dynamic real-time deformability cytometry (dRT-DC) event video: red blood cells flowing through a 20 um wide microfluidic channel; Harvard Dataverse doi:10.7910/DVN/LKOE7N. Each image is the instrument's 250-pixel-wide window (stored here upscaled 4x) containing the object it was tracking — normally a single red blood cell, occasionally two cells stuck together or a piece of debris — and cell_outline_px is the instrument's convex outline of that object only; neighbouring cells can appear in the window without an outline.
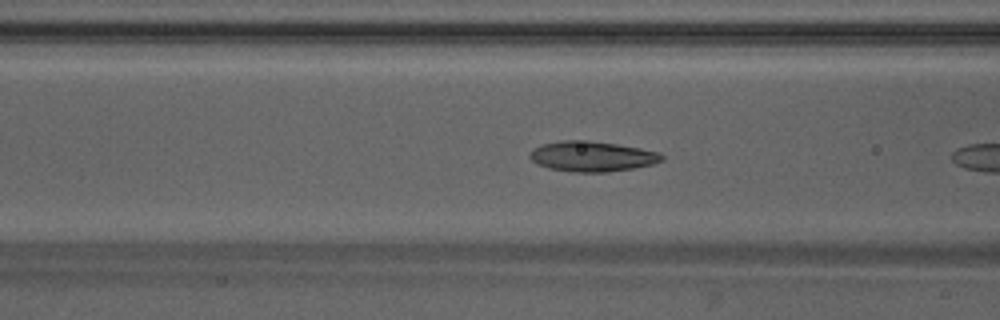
{"species": "Egyptian fruit bat (a non-hibernating species)", "species_latin": "Rousettus aegyptiacus", "temperature_condition": "warm", "stored_images_in_passage": 6, "camera_frame_rate_fps": 3000, "um_per_image_px": 0.085, "animal": {"sex": "male"}, "frame": {"image": 1, "passage_image": 5, "time_ms": 1.333, "image_size_px": [1000, 320], "cell_outline_px": [[664, 160], [652, 164], [632, 168], [608, 172], [572, 172], [548, 168], [536, 164], [528, 156], [536, 148], [544, 144], [564, 140], [588, 140], [616, 144], [640, 148], [660, 152], [664, 156]], "centroid_in_image_um": [50.35, 13.3], "position_along_channel_um": 116.3, "area_um2": 23.18}}